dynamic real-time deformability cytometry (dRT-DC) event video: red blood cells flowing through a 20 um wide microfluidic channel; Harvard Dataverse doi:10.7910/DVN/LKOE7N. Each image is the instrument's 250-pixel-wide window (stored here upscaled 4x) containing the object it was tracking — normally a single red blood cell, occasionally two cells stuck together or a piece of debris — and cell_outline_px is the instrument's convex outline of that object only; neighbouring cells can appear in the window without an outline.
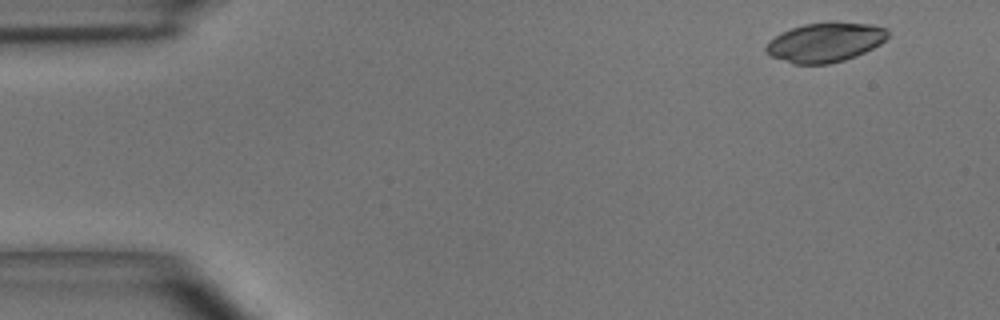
{"species": "common noctule bat (a hibernating species)", "species_latin": "Nyctalus noctula", "temperature_condition": "room temperature", "stored_images_in_passage": 5, "camera_frame_rate_fps": 3000, "um_per_image_px": 0.085, "animal": {"sex": "male", "body_mass_g": 15.6}, "frame": {"image": 1, "passage_image": 1, "time_ms": 0.0, "image_size_px": [1000, 320], "cell_outline_px": [[888, 36], [880, 44], [856, 56], [844, 60], [828, 64], [792, 64], [772, 56], [764, 48], [768, 40], [780, 32], [804, 24], [828, 20], [836, 20], [872, 24], [888, 28]], "centroid_in_image_um": [70.15, 3.56], "position_along_channel_um": 14.9, "area_um2": 28.55}}
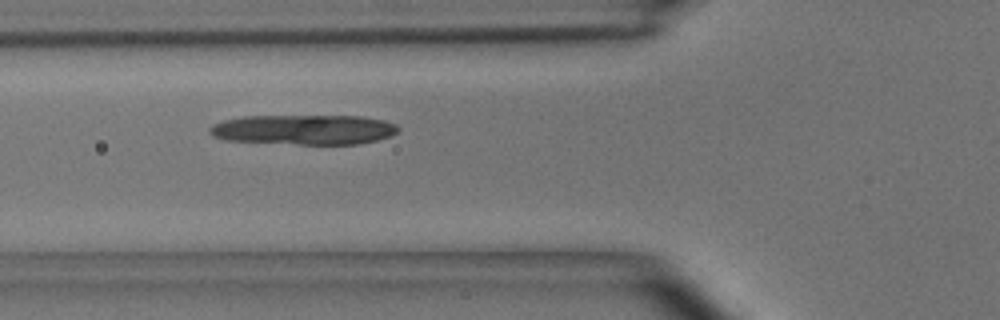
{"frame": {"image": 2, "passage_image": 5, "time_ms": 1.333, "image_size_px": [1000, 320], "cell_outline_px": [[400, 128], [392, 136], [360, 144], [300, 144], [228, 140], [212, 136], [208, 132], [208, 128], [212, 124], [224, 120], [244, 116], [360, 116], [384, 120], [396, 124]], "centroid_in_image_um": [25.84, 11.01], "position_along_channel_um": 100.0, "area_um2": 32.95}}